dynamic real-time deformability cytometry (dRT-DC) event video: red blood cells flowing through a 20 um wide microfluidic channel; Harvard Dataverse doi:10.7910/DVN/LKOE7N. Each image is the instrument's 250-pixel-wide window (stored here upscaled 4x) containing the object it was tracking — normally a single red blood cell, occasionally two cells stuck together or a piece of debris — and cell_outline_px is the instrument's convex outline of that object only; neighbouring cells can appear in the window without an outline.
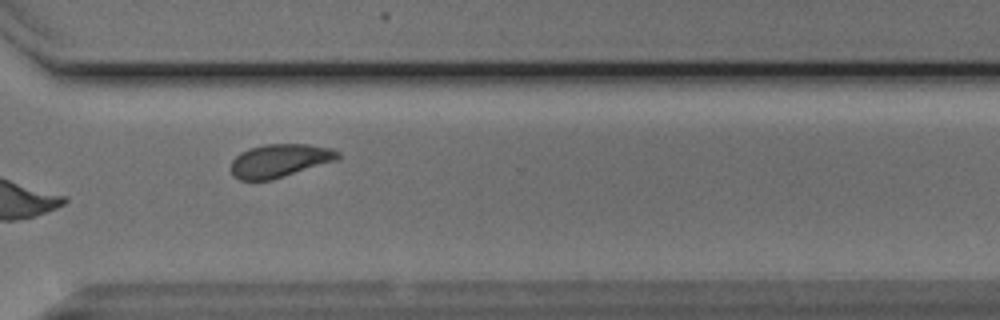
{"species": "Egyptian fruit bat (a non-hibernating species)", "species_latin": "Rousettus aegyptiacus", "temperature_condition": "cold", "stored_images_in_passage": 15, "camera_frame_rate_fps": 3000, "um_per_image_px": 0.085, "animal": {"sex": "male"}, "frame": {"image": 1, "passage_image": 11, "time_ms": 3.333, "image_size_px": [1000, 320], "cell_outline_px": [[340, 156], [336, 160], [272, 180], [240, 180], [232, 176], [232, 160], [240, 152], [248, 148], [264, 144], [308, 144], [332, 148], [340, 152]], "centroid_in_image_um": [23.76, 13.64], "position_along_channel_um": 346.8, "area_um2": 20.75}}